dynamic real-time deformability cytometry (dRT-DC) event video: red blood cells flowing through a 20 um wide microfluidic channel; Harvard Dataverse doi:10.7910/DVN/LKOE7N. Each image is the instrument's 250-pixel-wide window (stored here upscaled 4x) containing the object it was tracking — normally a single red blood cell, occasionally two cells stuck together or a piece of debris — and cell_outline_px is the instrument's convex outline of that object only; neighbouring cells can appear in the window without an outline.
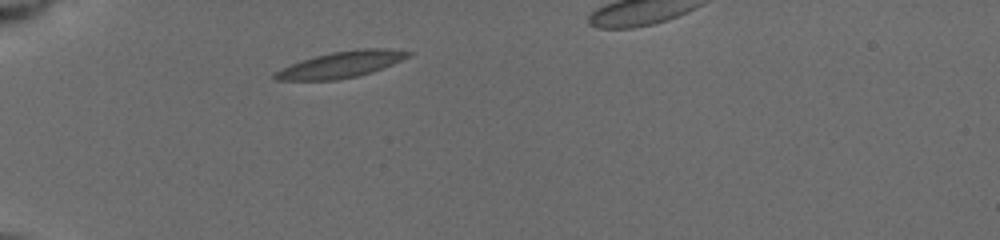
{"species": "common noctule bat (a hibernating species)", "species_latin": "Nyctalus noctula", "temperature_condition": "cold", "stored_images_in_passage": 9, "segment_of_instrument_passage": [1, 2], "camera_frame_rate_fps": 3000, "um_per_image_px": 0.085, "animal": {"sex": "female", "body_mass_g": 19.5, "forearm_length_mm": 54.1}, "frame": {"image": 1, "passage_image": 1, "time_ms": 0.0, "image_size_px": [1000, 240], "cell_outline_px": [[412, 52], [408, 56], [392, 64], [372, 72], [360, 76], [336, 80], [276, 80], [272, 76], [276, 72], [300, 60], [332, 52], [356, 48], [384, 48]], "centroid_in_image_um": [29.0, 5.48], "position_along_channel_um": 56.0, "area_um2": 20.17}}
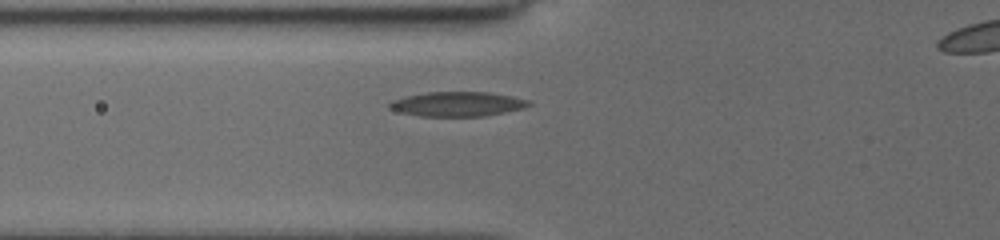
{"frame": {"image": 2, "passage_image": 4, "time_ms": 1.333, "image_size_px": [1000, 240], "cell_outline_px": [[532, 104], [524, 108], [484, 116], [420, 116], [400, 112], [388, 108], [388, 104], [392, 100], [404, 96], [428, 92], [488, 92], [512, 96], [532, 100]], "centroid_in_image_um": [38.89, 8.84], "position_along_channel_um": 86.9, "area_um2": 20.06}}
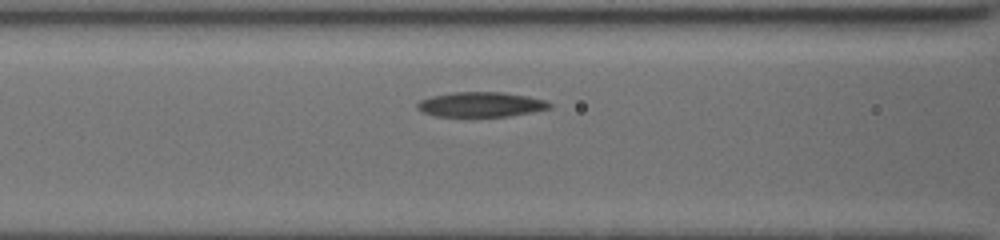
{"frame": {"image": 3, "passage_image": 7, "time_ms": 2.333, "image_size_px": [1000, 240], "cell_outline_px": [[552, 108], [532, 112], [508, 116], [436, 116], [424, 112], [416, 108], [416, 104], [420, 100], [432, 96], [452, 92], [504, 92], [528, 96], [544, 100], [552, 104]], "centroid_in_image_um": [40.89, 8.87], "position_along_channel_um": 125.7, "area_um2": 19.13}}